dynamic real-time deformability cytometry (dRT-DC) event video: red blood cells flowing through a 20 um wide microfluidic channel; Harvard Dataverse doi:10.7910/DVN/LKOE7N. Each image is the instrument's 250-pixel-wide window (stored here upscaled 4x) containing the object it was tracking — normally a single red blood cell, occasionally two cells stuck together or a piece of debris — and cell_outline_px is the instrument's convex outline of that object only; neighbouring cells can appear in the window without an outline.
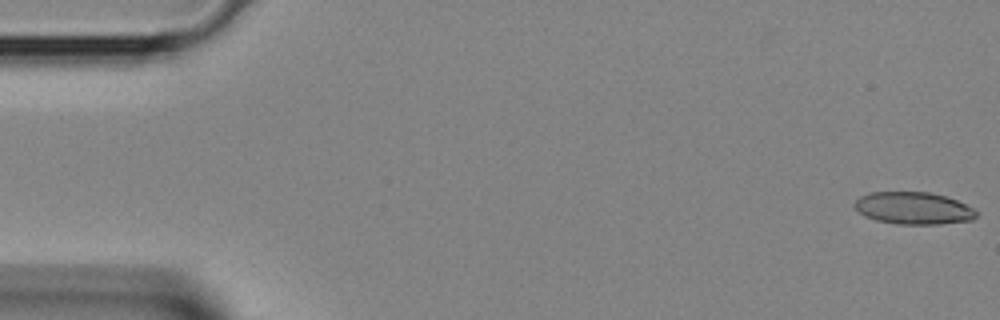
{"species": "Egyptian fruit bat (a non-hibernating species)", "species_latin": "Rousettus aegyptiacus", "temperature_condition": "room temperature", "stored_images_in_passage": 10, "camera_frame_rate_fps": 3000, "um_per_image_px": 0.085, "animal": {"sex": "female"}, "frame": {"image": 1, "passage_image": 1, "time_ms": 0.0, "image_size_px": [1000, 320], "cell_outline_px": [[980, 212], [972, 220], [940, 224], [896, 224], [876, 220], [864, 216], [852, 204], [860, 196], [872, 192], [928, 192], [948, 196]], "centroid_in_image_um": [77.65, 17.69], "position_along_channel_um": 7.4, "area_um2": 22.95}}